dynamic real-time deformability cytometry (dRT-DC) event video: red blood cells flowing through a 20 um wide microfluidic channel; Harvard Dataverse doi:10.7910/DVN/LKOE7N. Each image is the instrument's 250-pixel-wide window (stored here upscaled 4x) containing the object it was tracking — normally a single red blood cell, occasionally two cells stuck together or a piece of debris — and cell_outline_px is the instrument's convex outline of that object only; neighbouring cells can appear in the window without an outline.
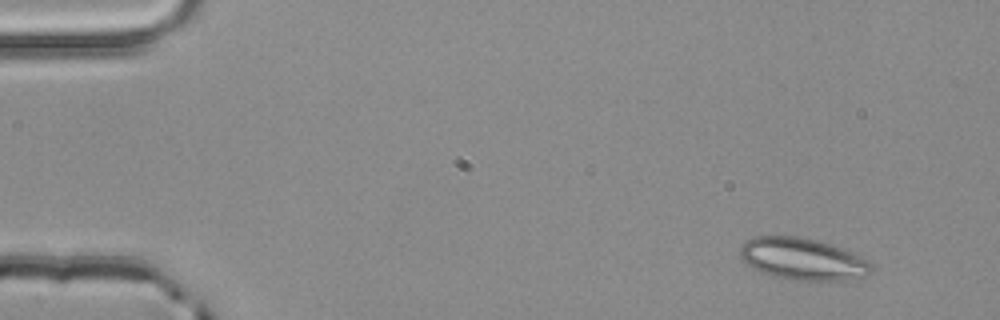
{"species": "common noctule bat (a hibernating species)", "species_latin": "Nyctalus noctula", "temperature_condition": "room temperature", "stored_images_in_passage": 4, "camera_frame_rate_fps": 3000, "um_per_image_px": 0.085, "animal": {"sex": "male", "body_mass_g": 20.4}, "frame": {"image": 1, "passage_image": 1, "time_ms": 0.0, "image_size_px": [1000, 320], "cell_outline_px": [[872, 272], [864, 276], [848, 280], [796, 280], [772, 276], [760, 272], [748, 264], [740, 256], [740, 248], [748, 240], [756, 236], [796, 236], [816, 240], [832, 244], [860, 256], [872, 264]], "centroid_in_image_um": [68.24, 22.02], "position_along_channel_um": 16.8, "area_um2": 31.85}}